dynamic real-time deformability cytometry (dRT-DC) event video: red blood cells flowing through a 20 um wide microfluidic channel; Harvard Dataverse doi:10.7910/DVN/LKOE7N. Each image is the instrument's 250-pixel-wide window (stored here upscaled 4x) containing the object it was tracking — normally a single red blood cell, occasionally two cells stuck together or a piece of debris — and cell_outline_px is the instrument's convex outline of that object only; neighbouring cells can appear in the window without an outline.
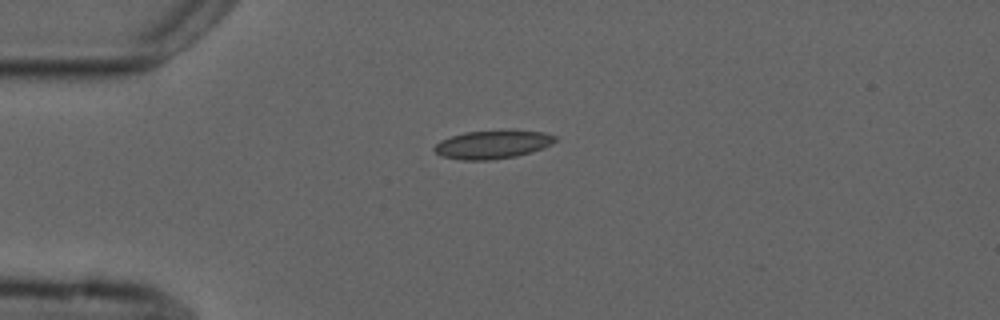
{"species": "common noctule bat (a hibernating species)", "species_latin": "Nyctalus noctula", "temperature_condition": "cold", "stored_images_in_passage": 5, "camera_frame_rate_fps": 3000, "um_per_image_px": 0.085, "animal": {"sex": "male", "forearm_length_mm": 52.5}, "frame": {"image": 1, "passage_image": 1, "time_ms": 0.0, "image_size_px": [1000, 320], "cell_outline_px": [[556, 140], [552, 144], [544, 148], [516, 156], [492, 160], [460, 160], [440, 156], [432, 148], [440, 140], [464, 132], [544, 132], [556, 136]], "centroid_in_image_um": [41.82, 12.32], "position_along_channel_um": 43.2, "area_um2": 19.48}}
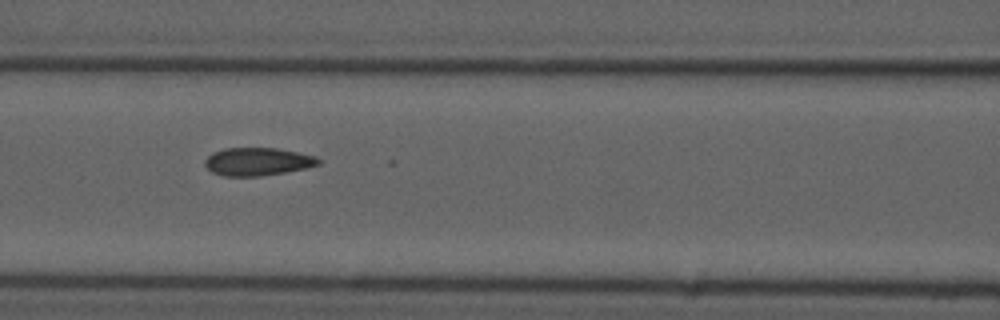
{"frame": {"image": 2, "passage_image": 4, "time_ms": 3.333, "image_size_px": [1000, 320], "cell_outline_px": [[320, 164], [304, 168], [284, 172], [260, 176], [224, 176], [212, 172], [204, 164], [204, 160], [212, 152], [224, 148], [276, 148], [316, 156], [320, 160]], "centroid_in_image_um": [21.86, 13.73], "position_along_channel_um": 144.7, "area_um2": 18.38}}
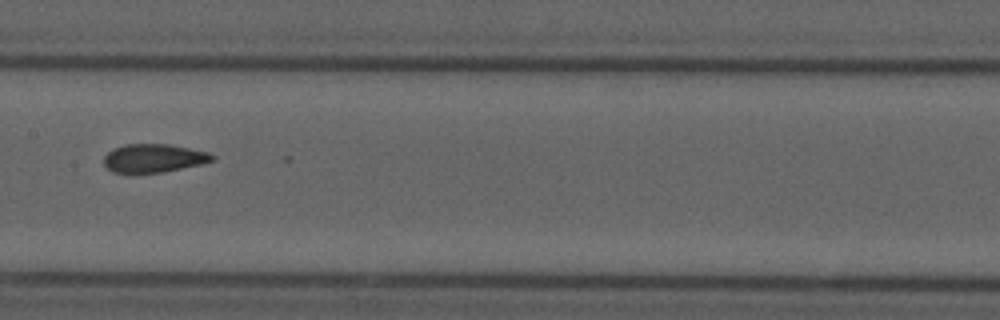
{"frame": {"image": 3, "passage_image": 5, "time_ms": 4.667, "image_size_px": [1000, 320], "cell_outline_px": [[216, 156], [212, 160], [200, 164], [164, 172], [132, 176], [112, 172], [104, 164], [104, 156], [112, 148], [128, 144], [168, 144], [208, 152]], "centroid_in_image_um": [12.99, 13.49], "position_along_channel_um": 194.4, "area_um2": 18.44}}